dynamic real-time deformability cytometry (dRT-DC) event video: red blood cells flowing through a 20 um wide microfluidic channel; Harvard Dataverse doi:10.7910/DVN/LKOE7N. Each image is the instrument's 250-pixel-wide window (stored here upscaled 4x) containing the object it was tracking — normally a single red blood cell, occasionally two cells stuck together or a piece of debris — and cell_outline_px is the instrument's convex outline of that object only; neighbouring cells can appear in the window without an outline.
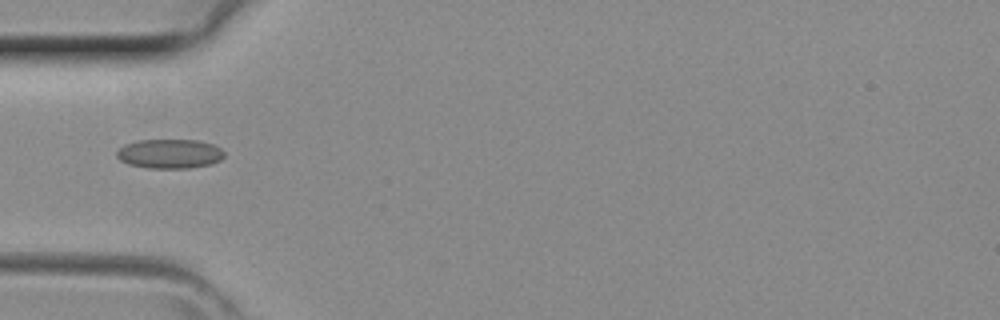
{"species": "common noctule bat (a hibernating species)", "species_latin": "Nyctalus noctula", "temperature_condition": "room temperature", "stored_images_in_passage": 35, "camera_frame_rate_fps": 3000, "um_per_image_px": 0.085, "animal": {"sex": "female", "body_mass_g": 29.2, "forearm_length_mm": 56.3}, "frame": {"image": 1, "passage_image": 7, "time_ms": 2.0, "image_size_px": [1000, 320], "cell_outline_px": [[224, 156], [220, 160], [212, 164], [188, 168], [148, 168], [128, 164], [120, 160], [116, 156], [116, 152], [124, 144], [136, 140], [196, 140], [212, 144], [220, 148], [224, 152]], "centroid_in_image_um": [14.4, 13.07], "position_along_channel_um": 70.6, "area_um2": 18.44}}
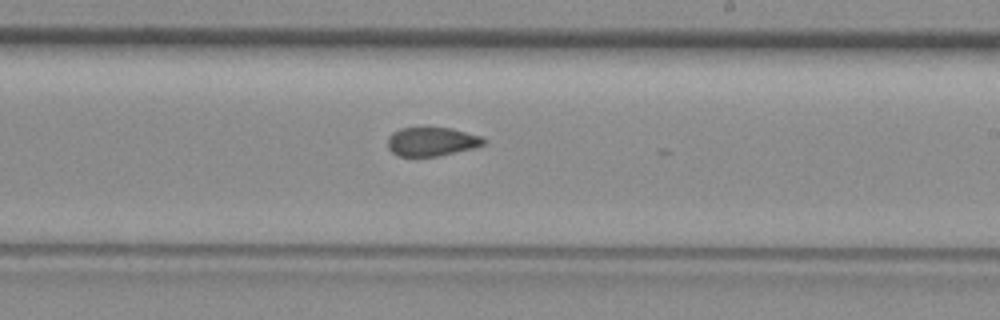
{"frame": {"image": 2, "passage_image": 18, "time_ms": 5.667, "image_size_px": [1000, 320], "cell_outline_px": [[488, 140], [484, 144], [472, 148], [440, 156], [400, 156], [392, 152], [388, 148], [388, 136], [392, 132], [400, 128], [420, 124], [452, 128], [484, 136]], "centroid_in_image_um": [36.7, 11.97], "position_along_channel_um": 252.3, "area_um2": 16.99}}
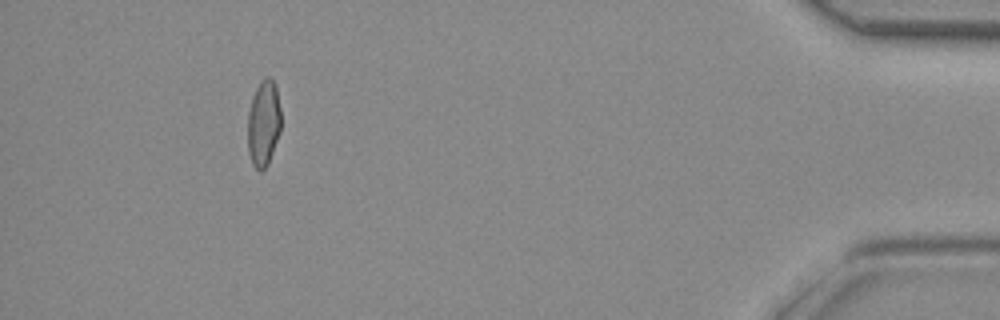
{"frame": {"image": 3, "passage_image": 32, "time_ms": 10.333, "image_size_px": [1000, 320], "cell_outline_px": [[280, 132], [268, 164], [260, 172], [252, 164], [248, 152], [248, 112], [252, 96], [260, 80], [264, 76], [268, 76], [272, 80], [276, 88], [280, 108]], "centroid_in_image_um": [22.39, 10.47], "position_along_channel_um": 412.8, "area_um2": 16.76}}